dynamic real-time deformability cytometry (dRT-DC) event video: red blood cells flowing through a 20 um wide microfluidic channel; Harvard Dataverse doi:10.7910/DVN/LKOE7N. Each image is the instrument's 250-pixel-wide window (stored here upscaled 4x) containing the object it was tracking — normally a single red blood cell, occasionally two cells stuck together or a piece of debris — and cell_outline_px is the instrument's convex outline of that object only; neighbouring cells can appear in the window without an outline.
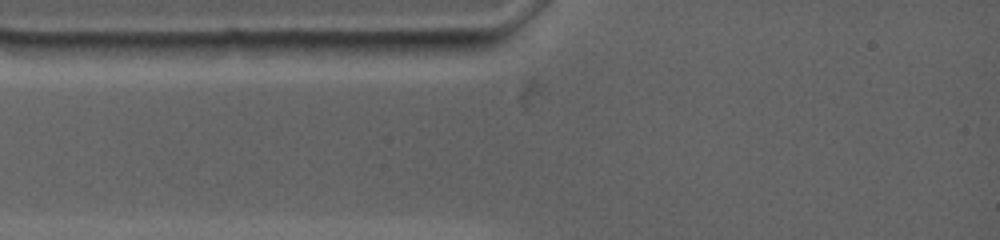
{"species": "common noctule bat (a hibernating species)", "species_latin": "Nyctalus noctula", "temperature_condition": "warm", "stored_images_in_passage": 1, "camera_frame_rate_fps": 4500, "um_per_image_px": 0.085, "animal": {"sex": "female", "body_mass_g": 19.0, "forearm_length_mm": 53.3}, "frame": {"image": 1, "passage_image": 1, "time_ms": 0.0, "image_size_px": [1000, 240], "cell_outline_px": [[244, 44], [220, 56], [204, 60], [152, 60], [140, 44], [224, 40], [244, 40]], "centroid_in_image_um": [16.2, 4.23], "position_along_channel_um": 68.8, "area_um2": 11.16}}